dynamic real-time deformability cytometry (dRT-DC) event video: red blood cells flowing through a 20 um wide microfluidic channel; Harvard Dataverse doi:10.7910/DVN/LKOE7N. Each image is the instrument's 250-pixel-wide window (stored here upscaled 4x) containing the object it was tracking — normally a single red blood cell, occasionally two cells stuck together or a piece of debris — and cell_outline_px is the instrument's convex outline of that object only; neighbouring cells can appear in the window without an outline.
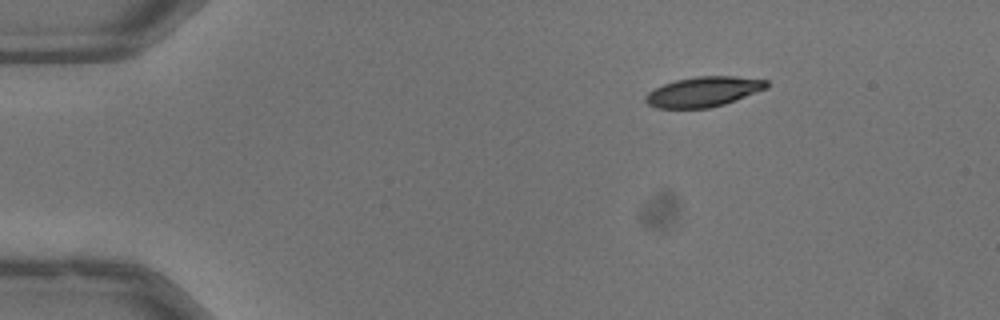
{"species": "common noctule bat (a hibernating species)", "species_latin": "Nyctalus noctula", "temperature_condition": "warm", "stored_images_in_passage": 45, "camera_frame_rate_fps": 3000, "um_per_image_px": 0.085, "animal": {"sex": "male", "body_mass_g": 13.3}, "frame": {"image": 1, "passage_image": 1, "time_ms": 0.0, "image_size_px": [1000, 320], "cell_outline_px": [[768, 88], [736, 100], [724, 104], [708, 108], [656, 108], [648, 104], [644, 100], [644, 96], [648, 92], [664, 84], [676, 80], [696, 76], [736, 76], [768, 80]], "centroid_in_image_um": [59.8, 7.79], "position_along_channel_um": 25.2, "area_um2": 21.21}}
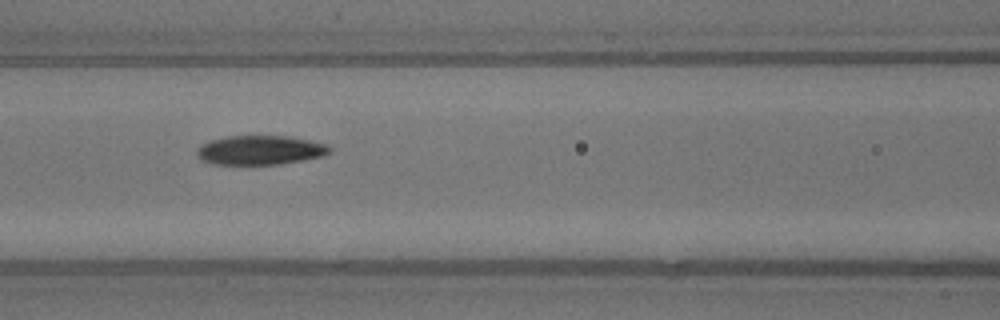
{"frame": {"image": 2, "passage_image": 16, "time_ms": 5.0, "image_size_px": [1000, 320], "cell_outline_px": [[332, 148], [324, 156], [280, 164], [212, 164], [200, 160], [196, 152], [200, 144], [212, 140], [228, 136], [292, 136], [328, 144]], "centroid_in_image_um": [22.12, 12.76], "position_along_channel_um": 144.5, "area_um2": 22.72}}
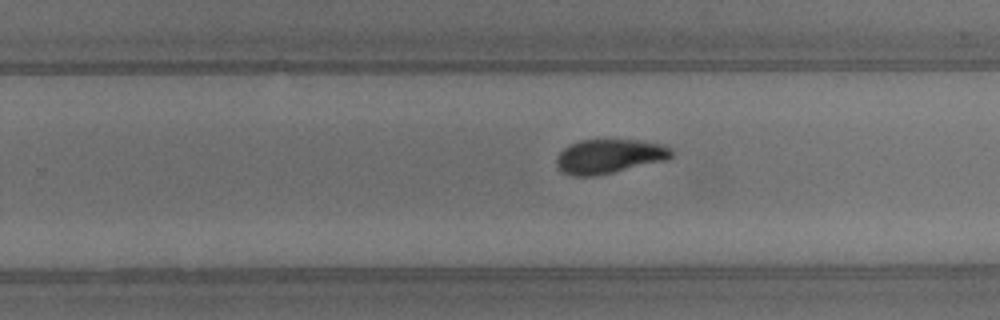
{"frame": {"image": 3, "passage_image": 26, "time_ms": 8.333, "image_size_px": [1000, 320], "cell_outline_px": [[672, 156], [668, 160], [612, 172], [592, 176], [572, 176], [560, 172], [556, 164], [556, 160], [560, 152], [568, 144], [580, 140], [644, 140], [660, 144], [672, 148]], "centroid_in_image_um": [51.77, 13.28], "position_along_channel_um": 278.0, "area_um2": 23.06}, "authors_computed_cell_mechanics": {"area_um2": 22.8888, "velocity_mm_per_s": 4.024, "shape_relaxation_time_tau1_ms": 4.2082, "shape_relaxation_time_tau2_ms": 2.7437, "deformation_change_tau1": 0.1877, "deformation_change_tau2": 0.0845}}